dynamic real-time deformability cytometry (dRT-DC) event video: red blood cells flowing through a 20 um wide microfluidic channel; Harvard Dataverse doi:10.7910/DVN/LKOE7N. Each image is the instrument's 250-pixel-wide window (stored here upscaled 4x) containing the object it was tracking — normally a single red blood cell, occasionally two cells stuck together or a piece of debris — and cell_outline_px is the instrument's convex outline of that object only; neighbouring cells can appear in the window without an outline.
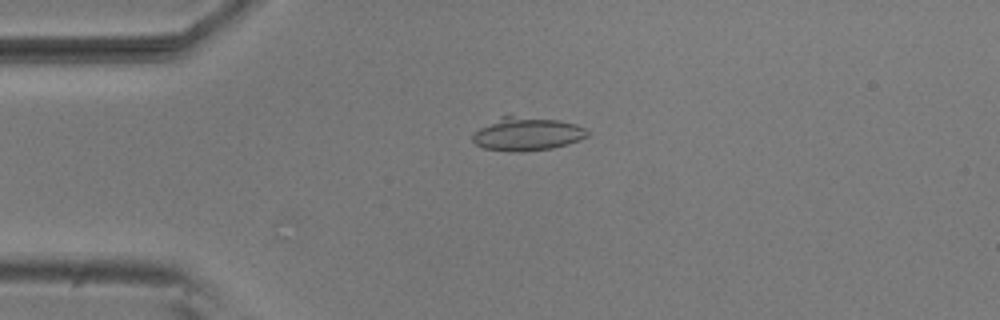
{"species": "common noctule bat (a hibernating species)", "species_latin": "Nyctalus noctula", "temperature_condition": "room temperature", "stored_images_in_passage": 4, "camera_frame_rate_fps": 3000, "um_per_image_px": 0.085, "animal": {"sex": "male", "body_mass_g": 20.5, "forearm_length_mm": 52.5}, "frame": {"image": 1, "passage_image": 3, "time_ms": 0.667, "image_size_px": [1000, 320], "cell_outline_px": [[588, 136], [580, 140], [568, 144], [552, 148], [512, 152], [484, 148], [476, 144], [472, 140], [472, 136], [480, 128], [500, 116], [512, 116], [560, 120], [576, 124], [584, 128], [588, 132]], "centroid_in_image_um": [44.82, 11.39], "position_along_channel_um": 40.2, "area_um2": 22.02}}